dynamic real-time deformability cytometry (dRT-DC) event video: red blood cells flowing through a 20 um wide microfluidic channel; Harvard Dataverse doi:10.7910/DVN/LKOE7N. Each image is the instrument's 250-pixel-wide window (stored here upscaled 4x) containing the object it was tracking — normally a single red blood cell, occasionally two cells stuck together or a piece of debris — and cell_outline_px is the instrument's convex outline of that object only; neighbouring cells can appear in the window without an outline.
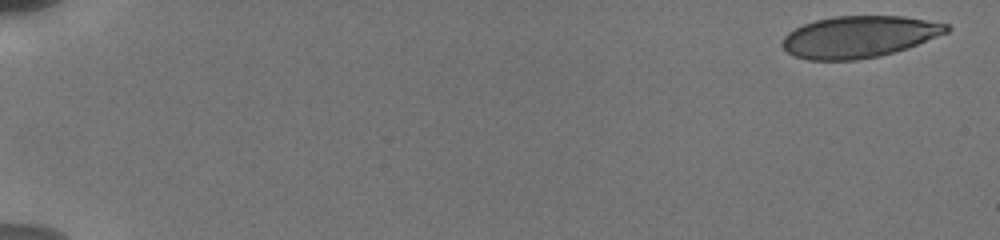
{"species": "human", "species_latin": "Homo sapiens", "temperature_condition": "cold", "stored_images_in_passage": 14, "camera_frame_rate_fps": 3000, "um_per_image_px": 0.085, "donor": {"sex": "male"}, "frame": {"image": 1, "passage_image": 1, "time_ms": 0.0, "image_size_px": [1000, 240], "cell_outline_px": [[952, 28], [948, 32], [916, 44], [880, 56], [856, 60], [808, 60], [792, 56], [780, 44], [784, 36], [788, 32], [804, 24], [816, 20], [836, 16], [904, 16], [948, 24]], "centroid_in_image_um": [72.98, 3.13], "position_along_channel_um": 12.0, "area_um2": 39.71}}
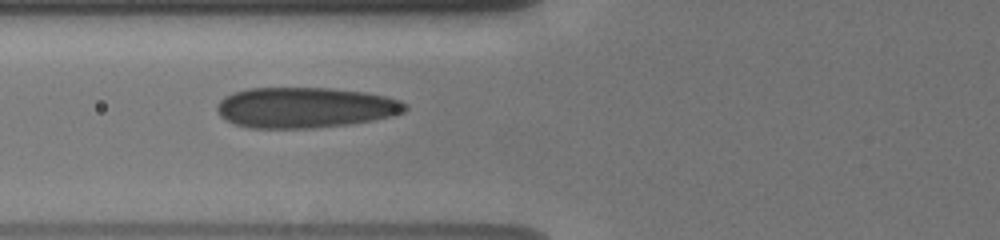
{"frame": {"image": 2, "passage_image": 11, "time_ms": 7.0, "image_size_px": [1000, 240], "cell_outline_px": [[408, 108], [404, 112], [392, 116], [372, 120], [348, 124], [312, 128], [248, 128], [232, 124], [224, 120], [216, 112], [216, 104], [224, 96], [232, 92], [248, 88], [332, 88], [364, 92], [384, 96], [400, 100], [408, 104]], "centroid_in_image_um": [25.88, 9.14], "position_along_channel_um": 99.9, "area_um2": 44.91}}
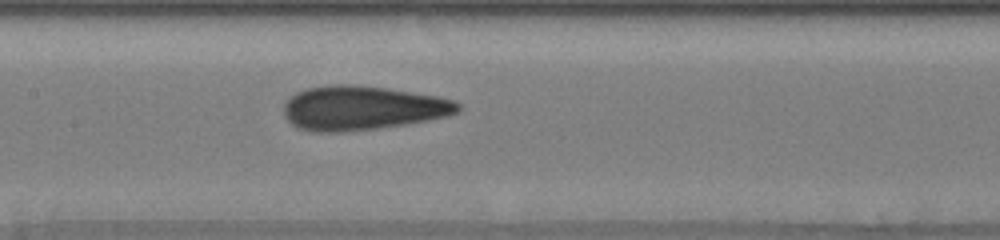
{"frame": {"image": 3, "passage_image": 14, "time_ms": 9.0, "image_size_px": [1000, 240], "cell_outline_px": [[460, 108], [456, 112], [448, 116], [428, 120], [404, 124], [376, 128], [344, 132], [312, 132], [296, 128], [284, 116], [284, 104], [296, 92], [308, 88], [332, 84], [352, 84], [388, 88], [436, 96], [452, 100], [460, 104]], "centroid_in_image_um": [30.76, 9.18], "position_along_channel_um": 176.6, "area_um2": 44.8}}